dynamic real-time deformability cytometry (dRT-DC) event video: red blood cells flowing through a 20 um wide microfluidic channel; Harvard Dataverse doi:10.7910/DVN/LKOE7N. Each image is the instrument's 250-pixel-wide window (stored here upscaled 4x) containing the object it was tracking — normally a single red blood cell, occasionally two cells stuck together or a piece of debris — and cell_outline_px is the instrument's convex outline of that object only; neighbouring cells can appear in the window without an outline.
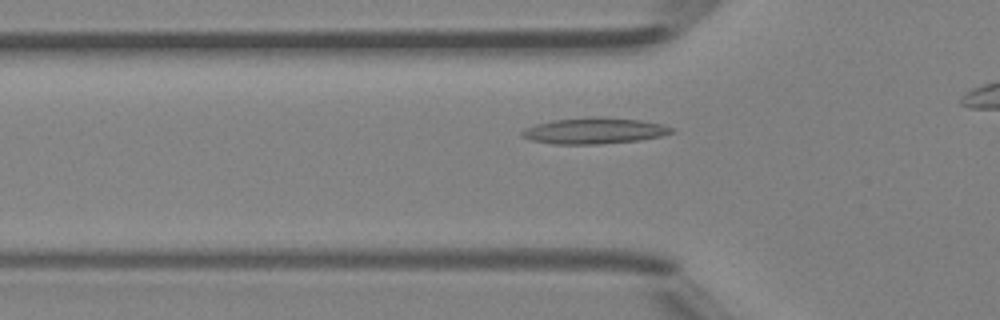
{"species": "Egyptian fruit bat (a non-hibernating species)", "species_latin": "Rousettus aegyptiacus", "temperature_condition": "room temperature", "stored_images_in_passage": 33, "camera_frame_rate_fps": 3000, "um_per_image_px": 0.085, "animal": {"sex": "female"}, "frame": {"image": 1, "passage_image": 10, "time_ms": 3.0, "image_size_px": [1000, 320], "cell_outline_px": [[676, 132], [660, 136], [640, 140], [600, 144], [556, 144], [532, 140], [520, 136], [520, 132], [524, 128], [536, 124], [552, 120], [588, 116], [600, 116], [640, 120], [660, 124], [676, 128]], "centroid_in_image_um": [50.52, 11.1], "position_along_channel_um": 75.3, "area_um2": 23.0}}
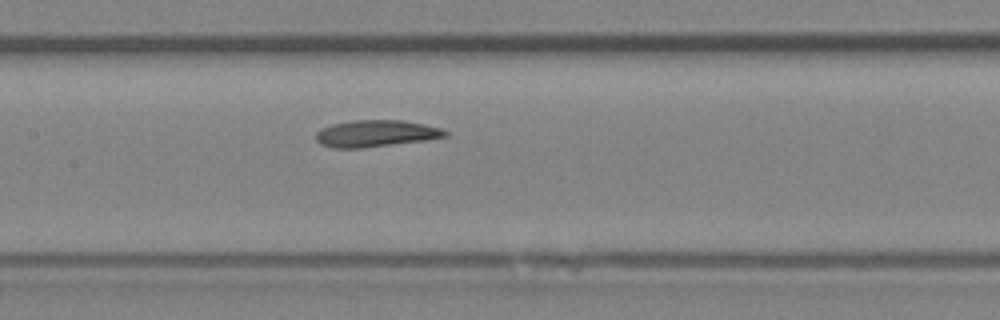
{"frame": {"image": 2, "passage_image": 17, "time_ms": 5.333, "image_size_px": [1000, 320], "cell_outline_px": [[448, 136], [424, 140], [364, 148], [332, 148], [320, 144], [316, 140], [316, 132], [320, 128], [332, 124], [352, 120], [404, 120], [424, 124], [440, 128], [448, 132]], "centroid_in_image_um": [31.91, 11.34], "position_along_channel_um": 175.5, "area_um2": 20.23}}
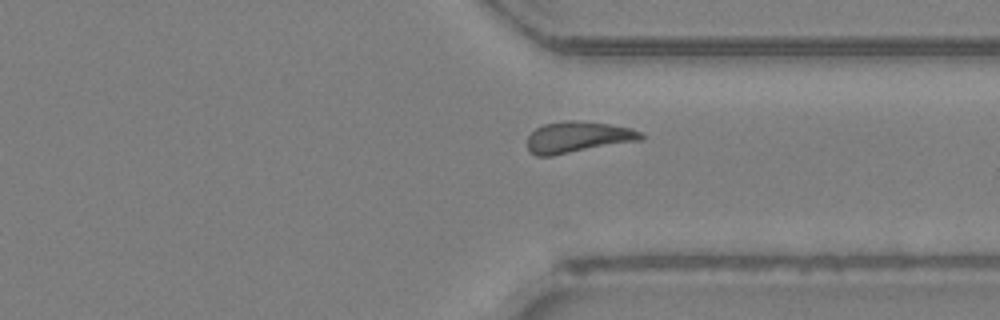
{"frame": {"image": 3, "passage_image": 30, "time_ms": 9.667, "image_size_px": [1000, 320], "cell_outline_px": [[644, 136], [640, 140], [552, 156], [536, 156], [528, 152], [528, 136], [536, 128], [544, 124], [564, 120], [576, 120], [608, 124], [632, 128], [640, 132]], "centroid_in_image_um": [49.08, 11.66], "position_along_channel_um": 362.3, "area_um2": 20.63}}